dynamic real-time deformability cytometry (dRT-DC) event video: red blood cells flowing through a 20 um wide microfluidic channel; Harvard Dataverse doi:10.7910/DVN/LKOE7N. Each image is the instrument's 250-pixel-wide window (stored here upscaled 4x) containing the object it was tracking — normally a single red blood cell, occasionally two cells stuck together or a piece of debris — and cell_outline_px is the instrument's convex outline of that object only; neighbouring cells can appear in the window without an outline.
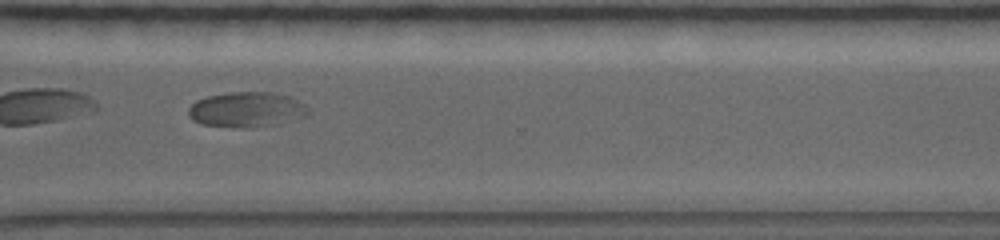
{"species": "common noctule bat (a hibernating species)", "species_latin": "Nyctalus noctula", "temperature_condition": "warm", "stored_images_in_passage": 20, "camera_frame_rate_fps": 5000, "um_per_image_px": 0.085, "animal": {"sex": "female", "body_mass_g": 19.0, "forearm_length_mm": 56.7}, "frame": {"image": 1, "passage_image": 17, "time_ms": 9.6, "image_size_px": [1000, 240], "cell_outline_px": [[312, 112], [304, 116], [276, 124], [252, 128], [244, 128], [200, 124], [192, 120], [188, 116], [188, 108], [196, 100], [208, 96], [232, 92], [272, 92], [288, 96], [304, 104]], "centroid_in_image_um": [20.94, 9.32], "position_along_channel_um": 349.7, "area_um2": 24.57}}